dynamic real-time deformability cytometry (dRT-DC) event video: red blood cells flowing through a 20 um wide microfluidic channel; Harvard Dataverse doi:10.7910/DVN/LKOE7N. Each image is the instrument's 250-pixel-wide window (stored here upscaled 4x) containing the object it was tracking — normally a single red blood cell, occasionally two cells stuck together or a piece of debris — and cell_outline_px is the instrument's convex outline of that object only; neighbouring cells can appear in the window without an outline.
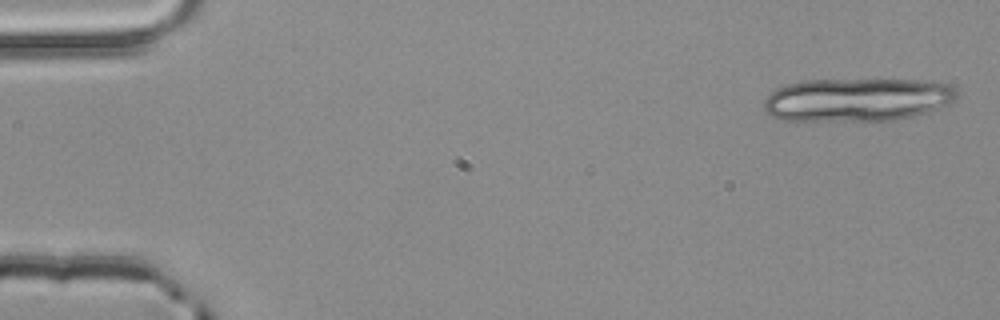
{"species": "common noctule bat (a hibernating species)", "species_latin": "Nyctalus noctula", "temperature_condition": "room temperature", "stored_images_in_passage": 6, "segment_of_instrument_passage": [1, 2], "camera_frame_rate_fps": 3000, "um_per_image_px": 0.085, "animal": {"sex": "male", "body_mass_g": 20.4}, "frame": {"image": 1, "passage_image": 1, "time_ms": 0.0, "image_size_px": [1000, 320], "cell_outline_px": [[956, 96], [948, 104], [940, 108], [928, 112], [896, 120], [784, 120], [772, 116], [764, 108], [764, 100], [776, 88], [788, 84], [804, 80], [932, 80], [948, 84], [956, 88]], "centroid_in_image_um": [72.89, 8.46], "position_along_channel_um": 12.1, "area_um2": 48.55}}